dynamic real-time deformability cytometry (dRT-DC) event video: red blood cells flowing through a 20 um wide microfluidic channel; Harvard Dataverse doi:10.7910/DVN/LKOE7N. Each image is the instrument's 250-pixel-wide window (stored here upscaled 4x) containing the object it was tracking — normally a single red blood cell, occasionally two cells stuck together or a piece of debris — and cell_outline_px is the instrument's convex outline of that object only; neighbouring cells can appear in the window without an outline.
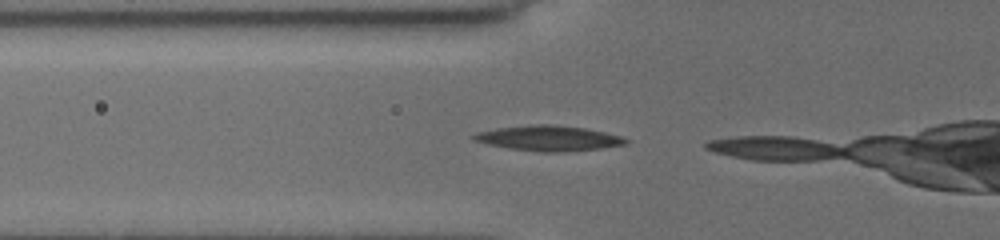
{"species": "common noctule bat (a hibernating species)", "species_latin": "Nyctalus noctula", "temperature_condition": "cold", "stored_images_in_passage": 9, "camera_frame_rate_fps": 3000, "um_per_image_px": 0.085, "animal": {"sex": "female", "body_mass_g": 19.5, "forearm_length_mm": 54.1}, "frame": {"image": 1, "passage_image": 7, "time_ms": 2.0, "image_size_px": [1000, 240], "cell_outline_px": [[628, 144], [600, 148], [560, 152], [540, 152], [508, 148], [488, 144], [472, 140], [472, 136], [476, 132], [496, 128], [528, 124], [552, 124], [584, 128], [604, 132], [620, 136], [628, 140]], "centroid_in_image_um": [46.59, 11.74], "position_along_channel_um": 79.2, "area_um2": 22.37}}